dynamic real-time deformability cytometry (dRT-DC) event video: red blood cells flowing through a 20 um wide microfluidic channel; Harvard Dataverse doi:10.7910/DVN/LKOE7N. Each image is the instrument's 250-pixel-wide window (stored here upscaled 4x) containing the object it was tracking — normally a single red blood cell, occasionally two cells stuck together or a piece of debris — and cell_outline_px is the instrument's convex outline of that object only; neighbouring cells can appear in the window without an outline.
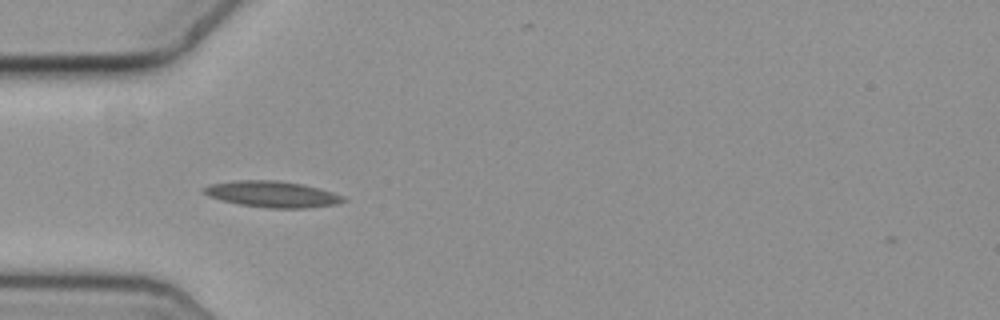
{"species": "common noctule bat (a hibernating species)", "species_latin": "Nyctalus noctula", "temperature_condition": "cold", "stored_images_in_passage": 27, "camera_frame_rate_fps": 3000, "um_per_image_px": 0.085, "animal": {"sex": "female", "body_mass_g": 19.3, "forearm_length_mm": 54.1}, "frame": {"image": 1, "passage_image": 1, "time_ms": 0.0, "image_size_px": [1000, 320], "cell_outline_px": [[348, 200], [336, 204], [308, 208], [268, 208], [240, 204], [220, 200], [208, 196], [200, 192], [204, 188], [212, 184], [236, 180], [276, 180], [300, 184], [320, 188], [344, 196]], "centroid_in_image_um": [23.15, 16.51], "position_along_channel_um": 61.9, "area_um2": 21.27}}
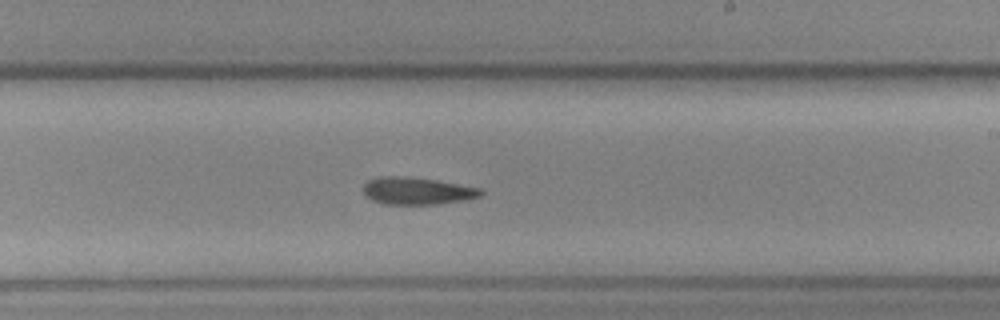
{"frame": {"image": 2, "passage_image": 17, "time_ms": 5.333, "image_size_px": [1000, 320], "cell_outline_px": [[484, 192], [480, 196], [468, 200], [436, 204], [384, 204], [372, 200], [364, 196], [364, 184], [368, 180], [380, 176], [408, 176], [436, 180], [480, 188]], "centroid_in_image_um": [35.44, 16.22], "position_along_channel_um": 253.6, "area_um2": 18.79}}
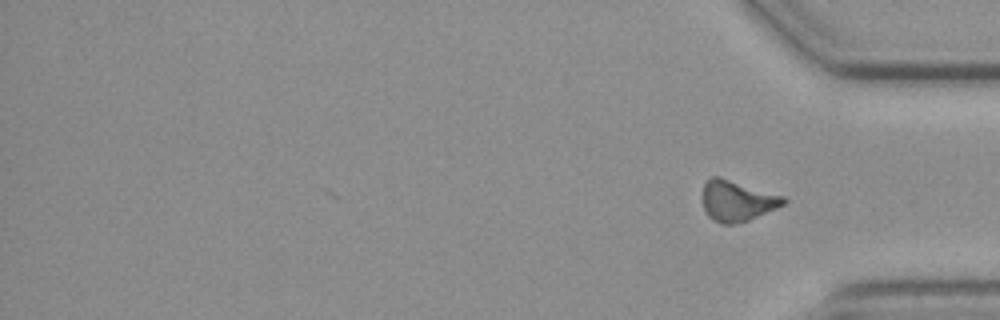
{"frame": {"image": 3, "passage_image": 27, "time_ms": 8.667, "image_size_px": [1000, 320], "cell_outline_px": [[788, 200], [784, 204], [776, 208], [748, 220], [736, 224], [720, 224], [712, 220], [708, 216], [704, 208], [700, 196], [704, 184], [712, 176], [720, 176], [784, 196]], "centroid_in_image_um": [62.61, 17.06], "position_along_channel_um": 372.6, "area_um2": 19.48}, "authors_computed_cell_mechanics": {"area_um2": 19.1318, "velocity_mm_per_s": 3.6388, "shape_relaxation_time_tau1_ms": null, "shape_relaxation_time_tau2_ms": 8.6285, "deformation_change_tau1": null, "deformation_change_tau2": 0.2063}}